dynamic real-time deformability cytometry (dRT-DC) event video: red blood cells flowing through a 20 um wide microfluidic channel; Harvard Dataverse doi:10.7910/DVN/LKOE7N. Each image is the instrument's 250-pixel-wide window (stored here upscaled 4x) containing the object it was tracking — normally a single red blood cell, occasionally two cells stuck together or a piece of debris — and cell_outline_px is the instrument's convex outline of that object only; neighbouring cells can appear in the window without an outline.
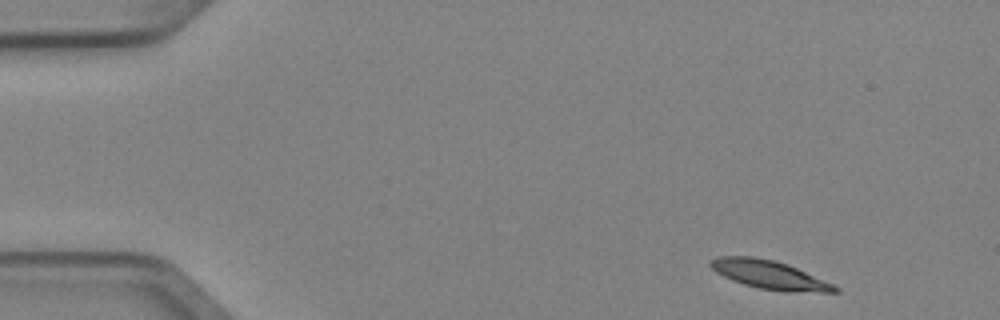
{"species": "Egyptian fruit bat (a non-hibernating species)", "species_latin": "Rousettus aegyptiacus", "temperature_condition": "cold", "stored_images_in_passage": 3, "camera_frame_rate_fps": 3000, "um_per_image_px": 0.085, "animal": {"sex": "female"}, "frame": {"image": 1, "passage_image": 1, "time_ms": 0.0, "image_size_px": [1000, 320], "cell_outline_px": [[840, 292], [784, 292], [760, 288], [744, 284], [732, 280], [716, 272], [708, 264], [708, 260], [716, 256], [752, 256], [772, 260], [796, 268], [832, 284], [840, 288]], "centroid_in_image_um": [65.35, 23.36], "position_along_channel_um": 19.6, "area_um2": 20.46}}
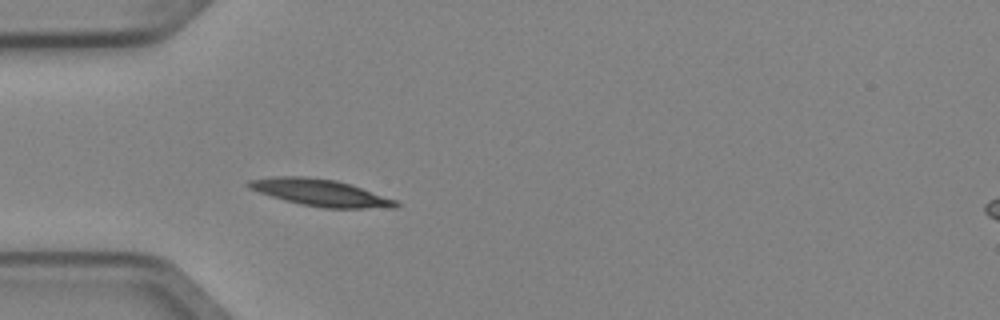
{"frame": {"image": 2, "passage_image": 3, "time_ms": 0.667, "image_size_px": [1000, 320], "cell_outline_px": [[400, 204], [396, 208], [324, 208], [300, 204], [284, 200], [248, 188], [244, 184], [248, 180], [276, 176], [304, 176], [336, 180], [352, 184], [396, 200]], "centroid_in_image_um": [27.24, 16.37], "position_along_channel_um": 57.8, "area_um2": 23.12}}